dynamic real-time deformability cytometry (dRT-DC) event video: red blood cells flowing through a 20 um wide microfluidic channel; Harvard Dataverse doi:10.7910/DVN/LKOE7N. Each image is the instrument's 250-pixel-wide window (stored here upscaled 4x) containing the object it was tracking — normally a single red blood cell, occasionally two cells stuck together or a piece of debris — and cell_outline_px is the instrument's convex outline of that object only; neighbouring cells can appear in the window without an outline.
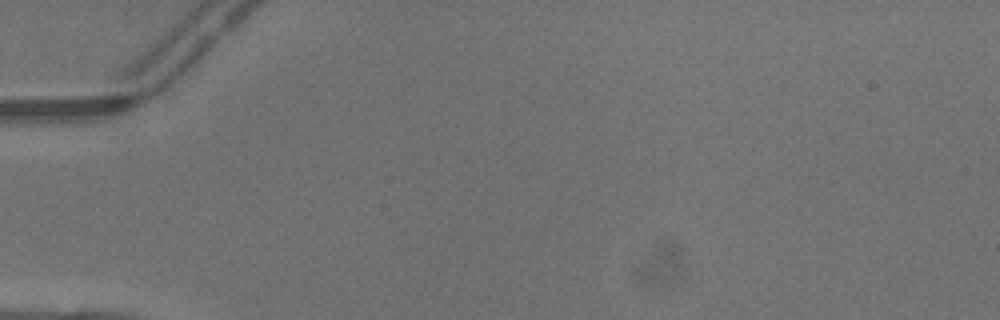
{"species": "common noctule bat (a hibernating species)", "species_latin": "Nyctalus noctula", "temperature_condition": "warm", "stored_images_in_passage": 2, "camera_frame_rate_fps": 3000, "um_per_image_px": 0.085, "animal": {"sex": "male", "body_mass_g": 13.3}, "frame": {"image": 1, "passage_image": 1, "time_ms": 0.0, "image_size_px": [1000, 320], "cell_outline_px": [[204, 48], [200, 84], [168, 112], [160, 108], [152, 88], [196, 44], [204, 44]], "centroid_in_image_um": [15.33, 6.74], "position_along_channel_um": 69.7, "area_um2": 13.06}}